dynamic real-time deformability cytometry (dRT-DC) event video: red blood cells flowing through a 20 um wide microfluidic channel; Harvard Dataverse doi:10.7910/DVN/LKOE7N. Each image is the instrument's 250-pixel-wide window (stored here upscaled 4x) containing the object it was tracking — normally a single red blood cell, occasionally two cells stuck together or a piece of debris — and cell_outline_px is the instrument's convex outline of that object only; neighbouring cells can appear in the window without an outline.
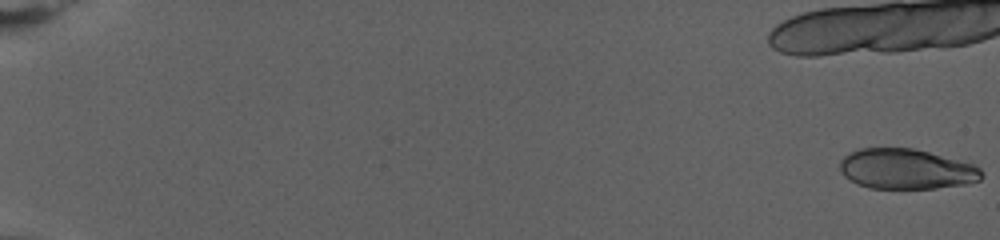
{"species": "human", "species_latin": "Homo sapiens", "temperature_condition": "warm", "stored_images_in_passage": 35, "camera_frame_rate_fps": 3000, "um_per_image_px": 0.085, "donor": {"sex": "female"}, "frame": {"image": 1, "passage_image": 1, "time_ms": 0.0, "image_size_px": [1000, 240], "cell_outline_px": [[984, 176], [980, 180], [968, 184], [936, 188], [868, 188], [856, 184], [844, 176], [840, 172], [840, 160], [848, 152], [860, 148], [912, 148], [976, 164], [984, 172]], "centroid_in_image_um": [77.05, 14.37], "position_along_channel_um": 8.0, "area_um2": 33.58}}